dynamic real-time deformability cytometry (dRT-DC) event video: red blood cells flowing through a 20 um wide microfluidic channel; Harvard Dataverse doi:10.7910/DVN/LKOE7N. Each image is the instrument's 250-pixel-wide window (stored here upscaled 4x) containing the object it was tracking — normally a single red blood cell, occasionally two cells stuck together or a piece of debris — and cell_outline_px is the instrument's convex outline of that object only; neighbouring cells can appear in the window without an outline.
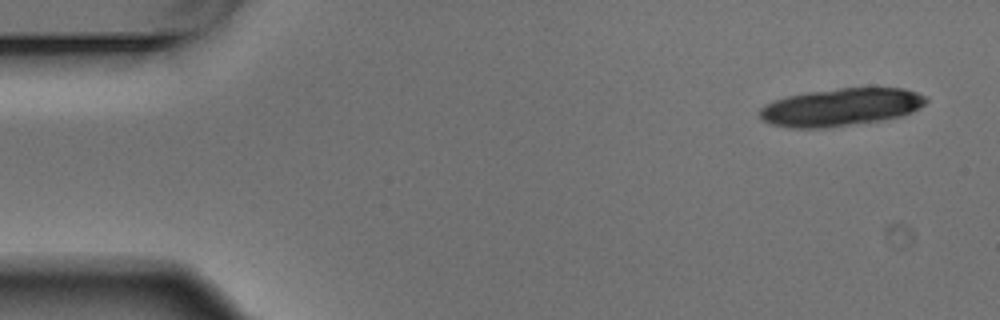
{"species": "Egyptian fruit bat (a non-hibernating species)", "species_latin": "Rousettus aegyptiacus", "temperature_condition": "warm", "stored_images_in_passage": 4, "camera_frame_rate_fps": 3000, "um_per_image_px": 0.085, "animal": {"sex": "male"}, "frame": {"image": 1, "passage_image": 1, "time_ms": 0.0, "image_size_px": [1000, 320], "cell_outline_px": [[928, 100], [920, 108], [912, 112], [900, 116], [880, 120], [824, 128], [792, 128], [772, 124], [764, 120], [760, 116], [760, 108], [764, 104], [788, 96], [804, 92], [840, 88], [904, 88], [916, 92], [924, 96]], "centroid_in_image_um": [71.47, 9.1], "position_along_channel_um": 13.5, "area_um2": 36.3}}